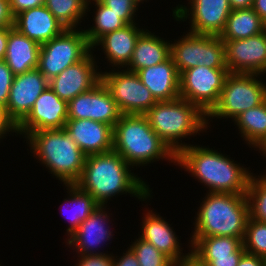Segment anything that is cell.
Wrapping results in <instances>:
<instances>
[{
    "instance_id": "obj_1",
    "label": "cell",
    "mask_w": 266,
    "mask_h": 266,
    "mask_svg": "<svg viewBox=\"0 0 266 266\" xmlns=\"http://www.w3.org/2000/svg\"><path fill=\"white\" fill-rule=\"evenodd\" d=\"M133 169L114 150L87 155L82 175L75 184L89 193L98 205L107 206L111 198L124 194L147 203L153 192Z\"/></svg>"
},
{
    "instance_id": "obj_2",
    "label": "cell",
    "mask_w": 266,
    "mask_h": 266,
    "mask_svg": "<svg viewBox=\"0 0 266 266\" xmlns=\"http://www.w3.org/2000/svg\"><path fill=\"white\" fill-rule=\"evenodd\" d=\"M228 156L195 143L177 154L176 165L203 184L207 193L246 194L254 173Z\"/></svg>"
},
{
    "instance_id": "obj_3",
    "label": "cell",
    "mask_w": 266,
    "mask_h": 266,
    "mask_svg": "<svg viewBox=\"0 0 266 266\" xmlns=\"http://www.w3.org/2000/svg\"><path fill=\"white\" fill-rule=\"evenodd\" d=\"M113 150L136 169L159 160L176 166L177 155L155 133L145 115H121L113 127Z\"/></svg>"
},
{
    "instance_id": "obj_4",
    "label": "cell",
    "mask_w": 266,
    "mask_h": 266,
    "mask_svg": "<svg viewBox=\"0 0 266 266\" xmlns=\"http://www.w3.org/2000/svg\"><path fill=\"white\" fill-rule=\"evenodd\" d=\"M30 152L60 183L75 184L81 177L86 154L65 129H45L26 137Z\"/></svg>"
},
{
    "instance_id": "obj_5",
    "label": "cell",
    "mask_w": 266,
    "mask_h": 266,
    "mask_svg": "<svg viewBox=\"0 0 266 266\" xmlns=\"http://www.w3.org/2000/svg\"><path fill=\"white\" fill-rule=\"evenodd\" d=\"M205 195L197 207L190 237L227 236L243 241L249 218L246 194L206 192Z\"/></svg>"
},
{
    "instance_id": "obj_6",
    "label": "cell",
    "mask_w": 266,
    "mask_h": 266,
    "mask_svg": "<svg viewBox=\"0 0 266 266\" xmlns=\"http://www.w3.org/2000/svg\"><path fill=\"white\" fill-rule=\"evenodd\" d=\"M155 133L177 155L190 144L182 140L207 133V115L184 98L161 101L144 114Z\"/></svg>"
},
{
    "instance_id": "obj_7",
    "label": "cell",
    "mask_w": 266,
    "mask_h": 266,
    "mask_svg": "<svg viewBox=\"0 0 266 266\" xmlns=\"http://www.w3.org/2000/svg\"><path fill=\"white\" fill-rule=\"evenodd\" d=\"M261 77L264 75L229 73L218 103L207 114V127L210 129L214 118L233 121L242 112L262 104L266 100V82Z\"/></svg>"
},
{
    "instance_id": "obj_8",
    "label": "cell",
    "mask_w": 266,
    "mask_h": 266,
    "mask_svg": "<svg viewBox=\"0 0 266 266\" xmlns=\"http://www.w3.org/2000/svg\"><path fill=\"white\" fill-rule=\"evenodd\" d=\"M186 33L170 40L171 57L180 74L196 66L227 68L225 43L219 36Z\"/></svg>"
},
{
    "instance_id": "obj_9",
    "label": "cell",
    "mask_w": 266,
    "mask_h": 266,
    "mask_svg": "<svg viewBox=\"0 0 266 266\" xmlns=\"http://www.w3.org/2000/svg\"><path fill=\"white\" fill-rule=\"evenodd\" d=\"M91 51L83 28L65 29L59 36L41 44L38 69L51 80Z\"/></svg>"
},
{
    "instance_id": "obj_10",
    "label": "cell",
    "mask_w": 266,
    "mask_h": 266,
    "mask_svg": "<svg viewBox=\"0 0 266 266\" xmlns=\"http://www.w3.org/2000/svg\"><path fill=\"white\" fill-rule=\"evenodd\" d=\"M101 81L110 92L122 114L144 115L157 103L136 72L111 69L101 72Z\"/></svg>"
},
{
    "instance_id": "obj_11",
    "label": "cell",
    "mask_w": 266,
    "mask_h": 266,
    "mask_svg": "<svg viewBox=\"0 0 266 266\" xmlns=\"http://www.w3.org/2000/svg\"><path fill=\"white\" fill-rule=\"evenodd\" d=\"M228 68L196 66L180 74V97L196 104L206 115L218 103Z\"/></svg>"
},
{
    "instance_id": "obj_12",
    "label": "cell",
    "mask_w": 266,
    "mask_h": 266,
    "mask_svg": "<svg viewBox=\"0 0 266 266\" xmlns=\"http://www.w3.org/2000/svg\"><path fill=\"white\" fill-rule=\"evenodd\" d=\"M172 9L173 19L189 23L188 31L195 34L220 36L231 12L229 0H187ZM189 5V6H188Z\"/></svg>"
},
{
    "instance_id": "obj_13",
    "label": "cell",
    "mask_w": 266,
    "mask_h": 266,
    "mask_svg": "<svg viewBox=\"0 0 266 266\" xmlns=\"http://www.w3.org/2000/svg\"><path fill=\"white\" fill-rule=\"evenodd\" d=\"M106 207L108 205H98L90 216L79 225L78 229L65 239L66 247L72 248L71 250L76 251L77 255L108 254V251L104 252L102 248L105 246L104 244H110L107 242L113 239L114 230L111 229L113 226L109 225H113V218H110L112 217L110 215L113 214H110V208Z\"/></svg>"
},
{
    "instance_id": "obj_14",
    "label": "cell",
    "mask_w": 266,
    "mask_h": 266,
    "mask_svg": "<svg viewBox=\"0 0 266 266\" xmlns=\"http://www.w3.org/2000/svg\"><path fill=\"white\" fill-rule=\"evenodd\" d=\"M67 108L68 119H90L112 127L122 115L102 81L91 90L68 101Z\"/></svg>"
},
{
    "instance_id": "obj_15",
    "label": "cell",
    "mask_w": 266,
    "mask_h": 266,
    "mask_svg": "<svg viewBox=\"0 0 266 266\" xmlns=\"http://www.w3.org/2000/svg\"><path fill=\"white\" fill-rule=\"evenodd\" d=\"M68 102L48 86L36 99L26 118L16 127V136L23 139L32 132L45 129H63L68 120Z\"/></svg>"
},
{
    "instance_id": "obj_16",
    "label": "cell",
    "mask_w": 266,
    "mask_h": 266,
    "mask_svg": "<svg viewBox=\"0 0 266 266\" xmlns=\"http://www.w3.org/2000/svg\"><path fill=\"white\" fill-rule=\"evenodd\" d=\"M96 56L91 51L84 59L63 70L49 80L50 88L67 102L91 90L101 81L102 70L97 65L99 56Z\"/></svg>"
},
{
    "instance_id": "obj_17",
    "label": "cell",
    "mask_w": 266,
    "mask_h": 266,
    "mask_svg": "<svg viewBox=\"0 0 266 266\" xmlns=\"http://www.w3.org/2000/svg\"><path fill=\"white\" fill-rule=\"evenodd\" d=\"M224 43L229 73L266 75V30L246 39Z\"/></svg>"
},
{
    "instance_id": "obj_18",
    "label": "cell",
    "mask_w": 266,
    "mask_h": 266,
    "mask_svg": "<svg viewBox=\"0 0 266 266\" xmlns=\"http://www.w3.org/2000/svg\"><path fill=\"white\" fill-rule=\"evenodd\" d=\"M48 86L49 80L38 68L14 75L5 112L16 127L26 118L36 99Z\"/></svg>"
},
{
    "instance_id": "obj_19",
    "label": "cell",
    "mask_w": 266,
    "mask_h": 266,
    "mask_svg": "<svg viewBox=\"0 0 266 266\" xmlns=\"http://www.w3.org/2000/svg\"><path fill=\"white\" fill-rule=\"evenodd\" d=\"M145 211V212H144ZM143 211L142 228L138 232L141 239L151 243L157 250L169 257L175 264L185 261L191 257V247L188 246V252L183 253L182 243L178 235L166 218H163L154 210ZM147 211V212H146ZM141 233V234H139Z\"/></svg>"
},
{
    "instance_id": "obj_20",
    "label": "cell",
    "mask_w": 266,
    "mask_h": 266,
    "mask_svg": "<svg viewBox=\"0 0 266 266\" xmlns=\"http://www.w3.org/2000/svg\"><path fill=\"white\" fill-rule=\"evenodd\" d=\"M64 129L86 155L113 150L111 125L90 119H68Z\"/></svg>"
},
{
    "instance_id": "obj_21",
    "label": "cell",
    "mask_w": 266,
    "mask_h": 266,
    "mask_svg": "<svg viewBox=\"0 0 266 266\" xmlns=\"http://www.w3.org/2000/svg\"><path fill=\"white\" fill-rule=\"evenodd\" d=\"M138 23L127 24L121 29L112 31L102 36L93 46L92 51L96 47L98 50H102L107 63L111 69L126 68L131 61L135 44L139 36L146 30L138 26ZM111 65V66H110Z\"/></svg>"
},
{
    "instance_id": "obj_22",
    "label": "cell",
    "mask_w": 266,
    "mask_h": 266,
    "mask_svg": "<svg viewBox=\"0 0 266 266\" xmlns=\"http://www.w3.org/2000/svg\"><path fill=\"white\" fill-rule=\"evenodd\" d=\"M13 27L40 45L59 36L66 29L45 5L17 14Z\"/></svg>"
},
{
    "instance_id": "obj_23",
    "label": "cell",
    "mask_w": 266,
    "mask_h": 266,
    "mask_svg": "<svg viewBox=\"0 0 266 266\" xmlns=\"http://www.w3.org/2000/svg\"><path fill=\"white\" fill-rule=\"evenodd\" d=\"M136 73L157 102L180 97V73L172 57L161 64L140 69Z\"/></svg>"
},
{
    "instance_id": "obj_24",
    "label": "cell",
    "mask_w": 266,
    "mask_h": 266,
    "mask_svg": "<svg viewBox=\"0 0 266 266\" xmlns=\"http://www.w3.org/2000/svg\"><path fill=\"white\" fill-rule=\"evenodd\" d=\"M41 45L10 27L4 61L14 75L38 68Z\"/></svg>"
},
{
    "instance_id": "obj_25",
    "label": "cell",
    "mask_w": 266,
    "mask_h": 266,
    "mask_svg": "<svg viewBox=\"0 0 266 266\" xmlns=\"http://www.w3.org/2000/svg\"><path fill=\"white\" fill-rule=\"evenodd\" d=\"M170 57V41L146 29L137 39L131 61L125 69L137 72L140 69L161 64Z\"/></svg>"
},
{
    "instance_id": "obj_26",
    "label": "cell",
    "mask_w": 266,
    "mask_h": 266,
    "mask_svg": "<svg viewBox=\"0 0 266 266\" xmlns=\"http://www.w3.org/2000/svg\"><path fill=\"white\" fill-rule=\"evenodd\" d=\"M266 30V23L252 9L231 10L220 38L227 40L246 39Z\"/></svg>"
},
{
    "instance_id": "obj_27",
    "label": "cell",
    "mask_w": 266,
    "mask_h": 266,
    "mask_svg": "<svg viewBox=\"0 0 266 266\" xmlns=\"http://www.w3.org/2000/svg\"><path fill=\"white\" fill-rule=\"evenodd\" d=\"M232 122L247 146L257 150L266 140V100L259 106L242 112Z\"/></svg>"
},
{
    "instance_id": "obj_28",
    "label": "cell",
    "mask_w": 266,
    "mask_h": 266,
    "mask_svg": "<svg viewBox=\"0 0 266 266\" xmlns=\"http://www.w3.org/2000/svg\"><path fill=\"white\" fill-rule=\"evenodd\" d=\"M64 186L68 194L63 199L64 207L66 206L65 208H67L68 205L70 208L69 211H71L68 212L70 215L66 218L69 221L66 229V237L68 238L90 216L98 204L89 193L82 191L76 184H64Z\"/></svg>"
},
{
    "instance_id": "obj_29",
    "label": "cell",
    "mask_w": 266,
    "mask_h": 266,
    "mask_svg": "<svg viewBox=\"0 0 266 266\" xmlns=\"http://www.w3.org/2000/svg\"><path fill=\"white\" fill-rule=\"evenodd\" d=\"M91 4V5H89ZM92 4L94 6H92ZM93 8V21L94 24L88 28L84 27V33L86 38L92 47L102 36L123 28L127 24L118 16V14L114 13L110 8L102 4L99 0H88L87 2V12H90L89 7ZM87 28V29H85Z\"/></svg>"
},
{
    "instance_id": "obj_30",
    "label": "cell",
    "mask_w": 266,
    "mask_h": 266,
    "mask_svg": "<svg viewBox=\"0 0 266 266\" xmlns=\"http://www.w3.org/2000/svg\"><path fill=\"white\" fill-rule=\"evenodd\" d=\"M191 257L230 256L243 243L240 238L227 236L190 237Z\"/></svg>"
},
{
    "instance_id": "obj_31",
    "label": "cell",
    "mask_w": 266,
    "mask_h": 266,
    "mask_svg": "<svg viewBox=\"0 0 266 266\" xmlns=\"http://www.w3.org/2000/svg\"><path fill=\"white\" fill-rule=\"evenodd\" d=\"M88 0H45L44 5L66 29H79L85 21ZM85 18V19H84Z\"/></svg>"
},
{
    "instance_id": "obj_32",
    "label": "cell",
    "mask_w": 266,
    "mask_h": 266,
    "mask_svg": "<svg viewBox=\"0 0 266 266\" xmlns=\"http://www.w3.org/2000/svg\"><path fill=\"white\" fill-rule=\"evenodd\" d=\"M246 197L249 205V217L266 223V180L261 174L251 176Z\"/></svg>"
},
{
    "instance_id": "obj_33",
    "label": "cell",
    "mask_w": 266,
    "mask_h": 266,
    "mask_svg": "<svg viewBox=\"0 0 266 266\" xmlns=\"http://www.w3.org/2000/svg\"><path fill=\"white\" fill-rule=\"evenodd\" d=\"M242 243L247 253L266 257V223L249 217Z\"/></svg>"
},
{
    "instance_id": "obj_34",
    "label": "cell",
    "mask_w": 266,
    "mask_h": 266,
    "mask_svg": "<svg viewBox=\"0 0 266 266\" xmlns=\"http://www.w3.org/2000/svg\"><path fill=\"white\" fill-rule=\"evenodd\" d=\"M129 247L135 253L140 266H174L175 263L154 245L141 239H134Z\"/></svg>"
},
{
    "instance_id": "obj_35",
    "label": "cell",
    "mask_w": 266,
    "mask_h": 266,
    "mask_svg": "<svg viewBox=\"0 0 266 266\" xmlns=\"http://www.w3.org/2000/svg\"><path fill=\"white\" fill-rule=\"evenodd\" d=\"M102 4L110 8L114 13L126 23L134 24L137 21V11L140 7L134 0H99ZM136 17V18H135Z\"/></svg>"
},
{
    "instance_id": "obj_36",
    "label": "cell",
    "mask_w": 266,
    "mask_h": 266,
    "mask_svg": "<svg viewBox=\"0 0 266 266\" xmlns=\"http://www.w3.org/2000/svg\"><path fill=\"white\" fill-rule=\"evenodd\" d=\"M243 244L230 256L223 257H192L201 266H237L245 253Z\"/></svg>"
},
{
    "instance_id": "obj_37",
    "label": "cell",
    "mask_w": 266,
    "mask_h": 266,
    "mask_svg": "<svg viewBox=\"0 0 266 266\" xmlns=\"http://www.w3.org/2000/svg\"><path fill=\"white\" fill-rule=\"evenodd\" d=\"M14 74L4 60H0V105H7Z\"/></svg>"
},
{
    "instance_id": "obj_38",
    "label": "cell",
    "mask_w": 266,
    "mask_h": 266,
    "mask_svg": "<svg viewBox=\"0 0 266 266\" xmlns=\"http://www.w3.org/2000/svg\"><path fill=\"white\" fill-rule=\"evenodd\" d=\"M75 266H113V253L101 255H77Z\"/></svg>"
},
{
    "instance_id": "obj_39",
    "label": "cell",
    "mask_w": 266,
    "mask_h": 266,
    "mask_svg": "<svg viewBox=\"0 0 266 266\" xmlns=\"http://www.w3.org/2000/svg\"><path fill=\"white\" fill-rule=\"evenodd\" d=\"M45 0H9L10 10L15 17L17 14L44 5Z\"/></svg>"
},
{
    "instance_id": "obj_40",
    "label": "cell",
    "mask_w": 266,
    "mask_h": 266,
    "mask_svg": "<svg viewBox=\"0 0 266 266\" xmlns=\"http://www.w3.org/2000/svg\"><path fill=\"white\" fill-rule=\"evenodd\" d=\"M124 252L122 256L119 255L120 257L113 254V266H140L135 253L129 246Z\"/></svg>"
},
{
    "instance_id": "obj_41",
    "label": "cell",
    "mask_w": 266,
    "mask_h": 266,
    "mask_svg": "<svg viewBox=\"0 0 266 266\" xmlns=\"http://www.w3.org/2000/svg\"><path fill=\"white\" fill-rule=\"evenodd\" d=\"M12 133L16 136V126L8 119L5 108L0 105V143L8 134L13 137Z\"/></svg>"
},
{
    "instance_id": "obj_42",
    "label": "cell",
    "mask_w": 266,
    "mask_h": 266,
    "mask_svg": "<svg viewBox=\"0 0 266 266\" xmlns=\"http://www.w3.org/2000/svg\"><path fill=\"white\" fill-rule=\"evenodd\" d=\"M14 25V16L10 10L9 0H0V28Z\"/></svg>"
},
{
    "instance_id": "obj_43",
    "label": "cell",
    "mask_w": 266,
    "mask_h": 266,
    "mask_svg": "<svg viewBox=\"0 0 266 266\" xmlns=\"http://www.w3.org/2000/svg\"><path fill=\"white\" fill-rule=\"evenodd\" d=\"M237 266H264V259L245 252Z\"/></svg>"
},
{
    "instance_id": "obj_44",
    "label": "cell",
    "mask_w": 266,
    "mask_h": 266,
    "mask_svg": "<svg viewBox=\"0 0 266 266\" xmlns=\"http://www.w3.org/2000/svg\"><path fill=\"white\" fill-rule=\"evenodd\" d=\"M9 32L10 27L0 28V60H4L6 55Z\"/></svg>"
},
{
    "instance_id": "obj_45",
    "label": "cell",
    "mask_w": 266,
    "mask_h": 266,
    "mask_svg": "<svg viewBox=\"0 0 266 266\" xmlns=\"http://www.w3.org/2000/svg\"><path fill=\"white\" fill-rule=\"evenodd\" d=\"M252 9L266 23V0H254Z\"/></svg>"
},
{
    "instance_id": "obj_46",
    "label": "cell",
    "mask_w": 266,
    "mask_h": 266,
    "mask_svg": "<svg viewBox=\"0 0 266 266\" xmlns=\"http://www.w3.org/2000/svg\"><path fill=\"white\" fill-rule=\"evenodd\" d=\"M254 0H229L231 10L252 8Z\"/></svg>"
},
{
    "instance_id": "obj_47",
    "label": "cell",
    "mask_w": 266,
    "mask_h": 266,
    "mask_svg": "<svg viewBox=\"0 0 266 266\" xmlns=\"http://www.w3.org/2000/svg\"><path fill=\"white\" fill-rule=\"evenodd\" d=\"M174 266H201L199 265L192 257L189 259L182 261L178 264H175Z\"/></svg>"
},
{
    "instance_id": "obj_48",
    "label": "cell",
    "mask_w": 266,
    "mask_h": 266,
    "mask_svg": "<svg viewBox=\"0 0 266 266\" xmlns=\"http://www.w3.org/2000/svg\"><path fill=\"white\" fill-rule=\"evenodd\" d=\"M256 151H258L260 155L262 153L261 156L266 158V140L262 143V145Z\"/></svg>"
},
{
    "instance_id": "obj_49",
    "label": "cell",
    "mask_w": 266,
    "mask_h": 266,
    "mask_svg": "<svg viewBox=\"0 0 266 266\" xmlns=\"http://www.w3.org/2000/svg\"><path fill=\"white\" fill-rule=\"evenodd\" d=\"M138 6L140 5L141 6V3L143 4L144 2H147L148 0H134Z\"/></svg>"
},
{
    "instance_id": "obj_50",
    "label": "cell",
    "mask_w": 266,
    "mask_h": 266,
    "mask_svg": "<svg viewBox=\"0 0 266 266\" xmlns=\"http://www.w3.org/2000/svg\"><path fill=\"white\" fill-rule=\"evenodd\" d=\"M265 173L263 175H261V176L266 180V174Z\"/></svg>"
},
{
    "instance_id": "obj_51",
    "label": "cell",
    "mask_w": 266,
    "mask_h": 266,
    "mask_svg": "<svg viewBox=\"0 0 266 266\" xmlns=\"http://www.w3.org/2000/svg\"><path fill=\"white\" fill-rule=\"evenodd\" d=\"M263 259H264V266H266V257H264Z\"/></svg>"
}]
</instances>
